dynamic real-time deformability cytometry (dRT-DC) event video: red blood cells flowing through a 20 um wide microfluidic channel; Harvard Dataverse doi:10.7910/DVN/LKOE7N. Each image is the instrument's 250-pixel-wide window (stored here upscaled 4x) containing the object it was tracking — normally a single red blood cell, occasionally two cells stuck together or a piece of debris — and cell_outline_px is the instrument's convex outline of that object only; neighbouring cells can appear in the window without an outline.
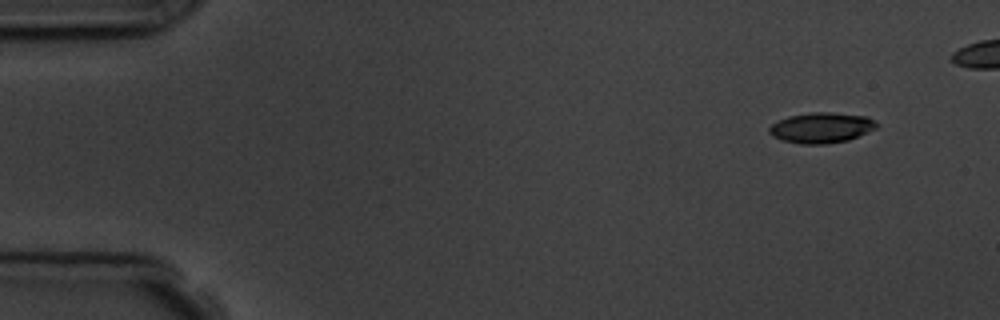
{"species": "common noctule bat (a hibernating species)", "species_latin": "Nyctalus noctula", "temperature_condition": "room temperature", "stored_images_in_passage": 3, "camera_frame_rate_fps": 3000, "um_per_image_px": 0.085, "animal": {"sex": "male", "body_mass_g": 19.5, "forearm_length_mm": 54.6}, "frame": {"image": 1, "passage_image": 1, "time_ms": 0.0, "image_size_px": [1000, 320], "cell_outline_px": [[876, 128], [848, 140], [824, 144], [800, 144], [784, 140], [772, 136], [768, 132], [768, 128], [776, 120], [788, 116], [812, 112], [828, 112], [868, 116], [876, 120]], "centroid_in_image_um": [69.79, 10.84], "position_along_channel_um": 15.2, "area_um2": 19.07}}